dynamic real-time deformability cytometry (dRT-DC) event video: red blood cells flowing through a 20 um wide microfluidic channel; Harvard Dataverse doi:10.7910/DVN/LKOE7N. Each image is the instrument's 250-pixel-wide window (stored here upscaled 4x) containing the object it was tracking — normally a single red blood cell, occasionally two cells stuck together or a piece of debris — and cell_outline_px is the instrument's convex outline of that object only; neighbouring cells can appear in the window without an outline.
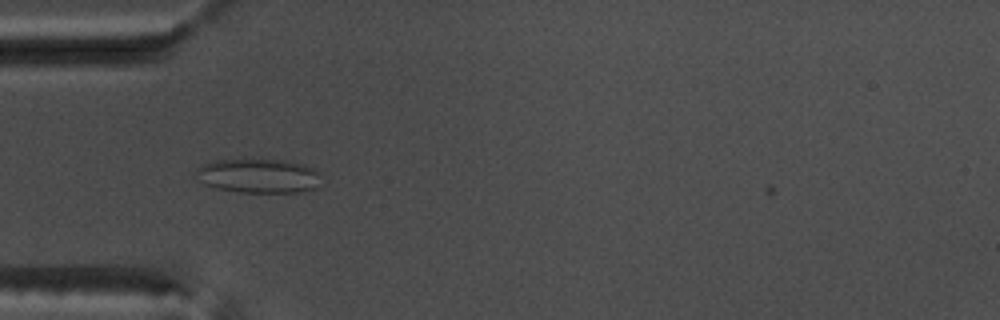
{"species": "common noctule bat (a hibernating species)", "species_latin": "Nyctalus noctula", "temperature_condition": "warm", "stored_images_in_passage": 38, "camera_frame_rate_fps": 3000, "um_per_image_px": 0.085, "animal": {"sex": "male", "body_mass_g": 17.5, "forearm_length_mm": 52.3}, "frame": {"image": 1, "passage_image": 1, "time_ms": 0.0, "image_size_px": [1000, 320], "cell_outline_px": [[316, 188], [300, 192], [240, 192], [216, 188], [204, 184], [200, 180], [196, 172], [196, 168], [204, 164], [216, 160], [292, 160], [304, 164], [312, 168], [316, 172]], "centroid_in_image_um": [21.93, 14.94], "position_along_channel_um": 63.1, "area_um2": 24.57}}
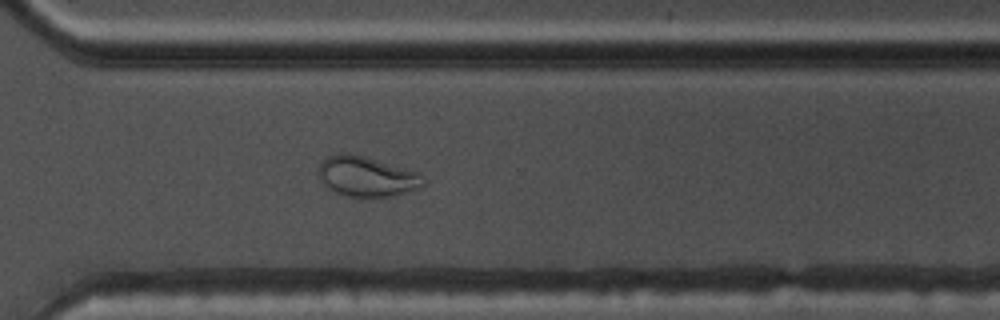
{"frame": {"image": 2, "passage_image": 23, "time_ms": 7.333, "image_size_px": [1000, 320], "cell_outline_px": [[424, 184], [420, 188], [396, 196], [340, 196], [328, 188], [320, 180], [316, 172], [324, 156], [340, 152], [348, 152], [364, 156], [420, 172], [424, 180]], "centroid_in_image_um": [31.13, 14.99], "position_along_channel_um": 339.5, "area_um2": 25.03}}
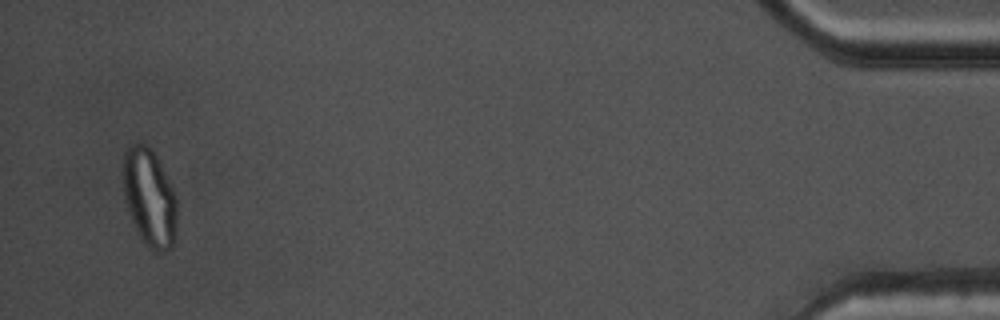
{"frame": {"image": 3, "passage_image": 36, "time_ms": 11.667, "image_size_px": [1000, 320], "cell_outline_px": [[176, 220], [172, 248], [164, 252], [152, 252], [144, 244], [136, 228], [128, 208], [124, 196], [124, 152], [132, 144], [144, 144], [156, 156], [176, 196]], "centroid_in_image_um": [12.71, 16.85], "position_along_channel_um": 422.5, "area_um2": 30.0}, "authors_computed_cell_mechanics": {"area_um2": 21.7328, "velocity_mm_per_s": 3.7974, "shape_relaxation_time_tau1_ms": null, "shape_relaxation_time_tau2_ms": 1.1673, "deformation_change_tau1": null, "deformation_change_tau2": 0.0698}}